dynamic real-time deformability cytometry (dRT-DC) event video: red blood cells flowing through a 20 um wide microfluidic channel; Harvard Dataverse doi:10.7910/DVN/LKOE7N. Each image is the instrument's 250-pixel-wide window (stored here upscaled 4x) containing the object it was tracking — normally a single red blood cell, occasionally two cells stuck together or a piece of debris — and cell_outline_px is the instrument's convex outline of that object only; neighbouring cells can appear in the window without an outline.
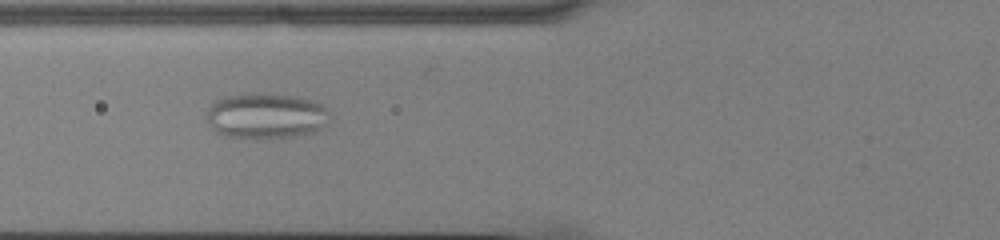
{"species": "common noctule bat (a hibernating species)", "species_latin": "Nyctalus noctula", "temperature_condition": "cold", "stored_images_in_passage": 47, "camera_frame_rate_fps": 3000, "um_per_image_px": 0.085, "animal": {"sex": "male", "body_mass_g": 13.0, "forearm_length_mm": 53.1}, "frame": {"image": 1, "passage_image": 14, "time_ms": 4.333, "image_size_px": [1000, 240], "cell_outline_px": [[328, 112], [324, 124], [320, 128], [312, 132], [296, 136], [224, 136], [216, 132], [212, 128], [208, 120], [208, 108], [216, 100], [228, 96], [252, 92], [260, 92], [296, 96], [316, 100], [328, 108]], "centroid_in_image_um": [22.62, 9.79], "position_along_channel_um": 103.2, "area_um2": 32.14}}
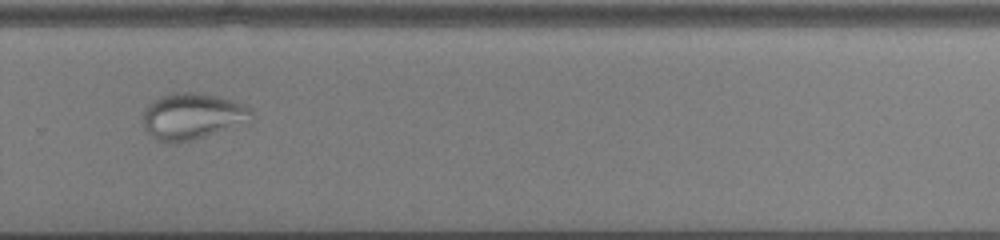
{"frame": {"image": 2, "passage_image": 31, "time_ms": 10.0, "image_size_px": [1000, 240], "cell_outline_px": [[256, 116], [252, 120], [192, 140], [172, 144], [168, 144], [156, 140], [144, 128], [140, 120], [148, 104], [152, 100], [160, 96], [172, 92], [192, 92], [216, 96], [244, 104]], "centroid_in_image_um": [16.28, 9.88], "position_along_channel_um": 313.5, "area_um2": 29.36}}
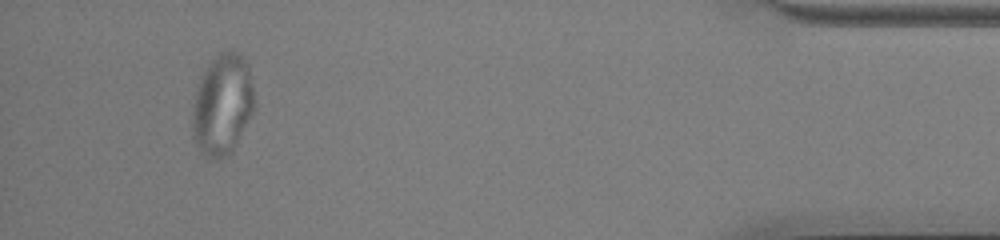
{"frame": {"image": 3, "passage_image": 44, "time_ms": 14.333, "image_size_px": [1000, 240], "cell_outline_px": [[256, 104], [232, 152], [228, 156], [216, 160], [212, 160], [204, 156], [200, 152], [196, 144], [192, 128], [192, 104], [196, 88], [200, 76], [216, 52], [228, 48], [232, 48], [240, 52], [248, 64]], "centroid_in_image_um": [18.89, 8.84], "position_along_channel_um": 416.3, "area_um2": 37.4}}